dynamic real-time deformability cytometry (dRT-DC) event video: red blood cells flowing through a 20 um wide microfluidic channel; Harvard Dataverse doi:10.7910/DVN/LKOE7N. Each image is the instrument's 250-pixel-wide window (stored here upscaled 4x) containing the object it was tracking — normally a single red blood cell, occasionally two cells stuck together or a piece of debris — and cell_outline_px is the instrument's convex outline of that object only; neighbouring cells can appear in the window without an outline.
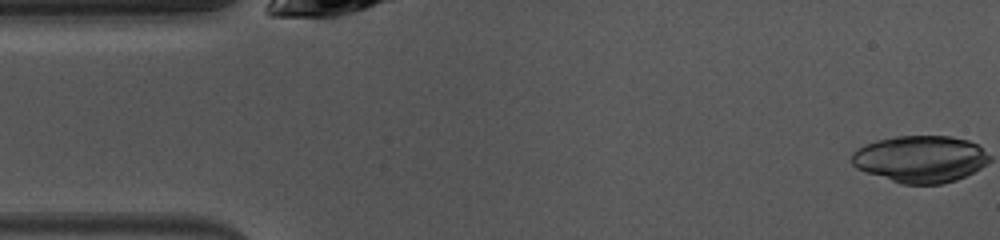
{"species": "common noctule bat (a hibernating species)", "species_latin": "Nyctalus noctula", "temperature_condition": "warm", "stored_images_in_passage": 31, "camera_frame_rate_fps": 3000, "um_per_image_px": 0.085, "animal": {"sex": "female", "body_mass_g": 10.0, "forearm_length_mm": 53.1}, "frame": {"image": 1, "passage_image": 1, "time_ms": 0.0, "image_size_px": [1000, 240], "cell_outline_px": [[980, 148], [972, 168], [968, 172], [960, 176], [948, 180], [932, 184], [916, 184], [900, 180], [864, 168], [864, 148], [872, 144], [888, 140], [912, 136], [940, 136], [960, 140], [972, 144]], "centroid_in_image_um": [78.3, 13.49], "position_along_channel_um": 6.7, "area_um2": 31.15}}
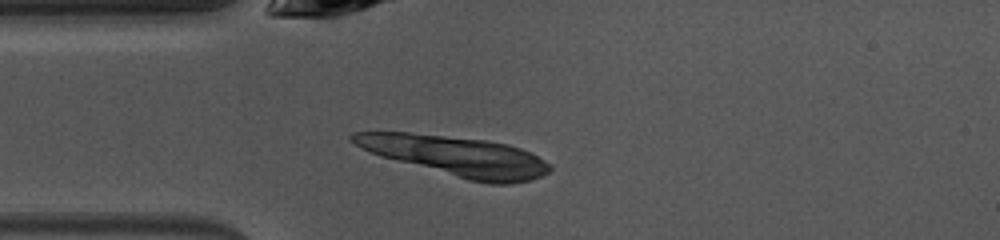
{"frame": {"image": 2, "passage_image": 11, "time_ms": 3.333, "image_size_px": [1000, 240], "cell_outline_px": [[540, 172], [532, 176], [520, 180], [480, 180], [464, 176], [412, 160], [412, 136], [428, 136], [468, 140], [496, 144], [512, 148], [532, 156], [536, 160]], "centroid_in_image_um": [40.28, 13.48], "position_along_channel_um": 44.7, "area_um2": 28.67}}